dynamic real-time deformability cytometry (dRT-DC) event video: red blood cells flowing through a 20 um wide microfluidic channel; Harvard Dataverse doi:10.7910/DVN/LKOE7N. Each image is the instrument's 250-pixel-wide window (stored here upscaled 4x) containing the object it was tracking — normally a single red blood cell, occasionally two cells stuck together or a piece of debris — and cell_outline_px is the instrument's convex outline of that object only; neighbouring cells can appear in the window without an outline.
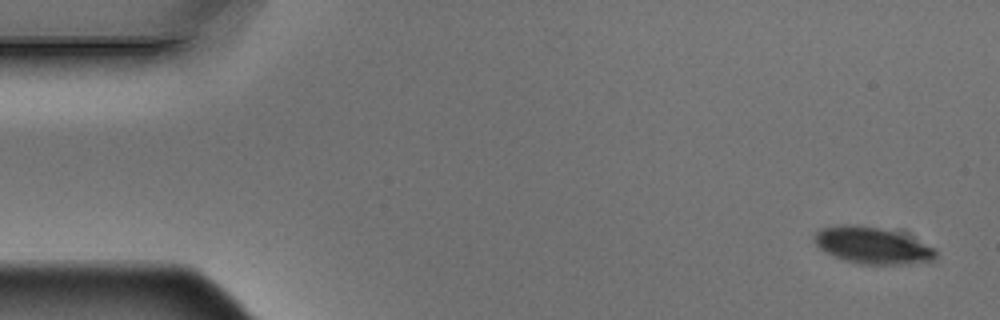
{"species": "Egyptian fruit bat (a non-hibernating species)", "species_latin": "Rousettus aegyptiacus", "temperature_condition": "warm", "stored_images_in_passage": 4, "camera_frame_rate_fps": 3000, "um_per_image_px": 0.085, "animal": {"sex": "male"}, "frame": {"image": 1, "passage_image": 1, "time_ms": 0.0, "image_size_px": [1000, 320], "cell_outline_px": [[936, 260], [912, 264], [860, 264], [844, 260], [820, 248], [812, 240], [816, 232], [820, 228], [836, 224], [856, 224], [880, 228], [892, 232], [936, 248]], "centroid_in_image_um": [74.11, 20.87], "position_along_channel_um": 10.9, "area_um2": 25.66}}
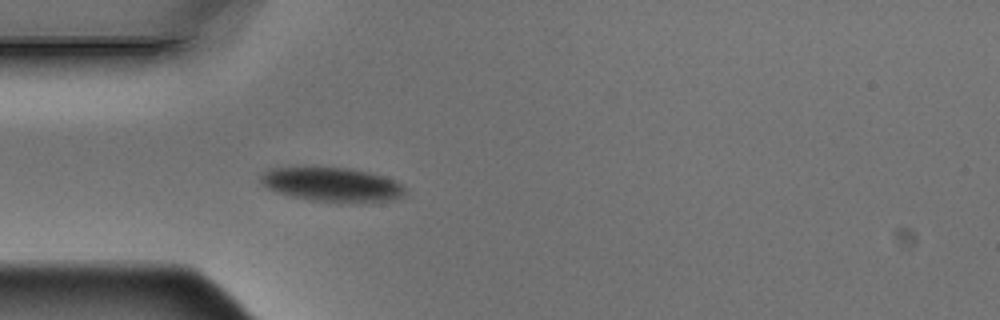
{"frame": {"image": 2, "passage_image": 4, "time_ms": 1.0, "image_size_px": [1000, 320], "cell_outline_px": [[404, 196], [392, 200], [312, 200], [292, 196], [276, 192], [260, 184], [260, 176], [268, 168], [352, 168], [384, 176], [396, 180], [404, 188]], "centroid_in_image_um": [28.18, 15.65], "position_along_channel_um": 56.8, "area_um2": 27.8}}